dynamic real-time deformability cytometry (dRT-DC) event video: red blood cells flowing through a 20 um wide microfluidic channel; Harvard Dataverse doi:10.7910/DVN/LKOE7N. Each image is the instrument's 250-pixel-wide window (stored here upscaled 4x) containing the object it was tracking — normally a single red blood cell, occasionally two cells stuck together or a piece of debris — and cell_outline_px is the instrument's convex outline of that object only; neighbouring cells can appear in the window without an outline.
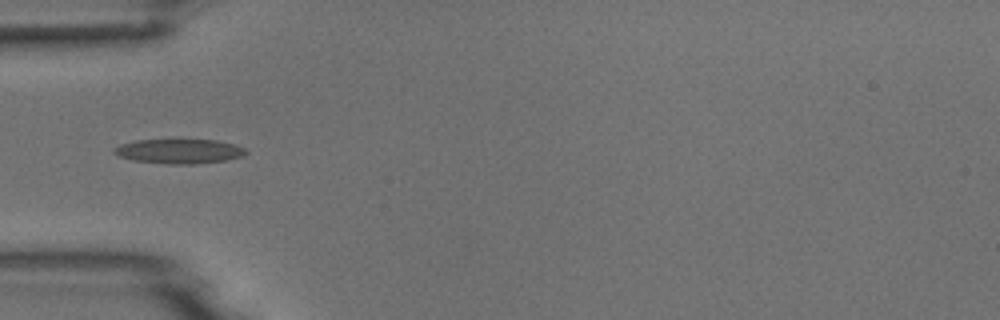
{"species": "common noctule bat (a hibernating species)", "species_latin": "Nyctalus noctula", "temperature_condition": "room temperature", "stored_images_in_passage": 10, "camera_frame_rate_fps": 3000, "um_per_image_px": 0.085, "animal": {"sex": "male", "body_mass_g": 18.8}, "frame": {"image": 1, "passage_image": 4, "time_ms": 4.333, "image_size_px": [1000, 320], "cell_outline_px": [[248, 152], [244, 156], [228, 160], [196, 164], [168, 164], [132, 160], [120, 156], [112, 152], [112, 148], [120, 144], [136, 140], [216, 140], [236, 144], [244, 148]], "centroid_in_image_um": [15.25, 12.86], "position_along_channel_um": 69.7, "area_um2": 19.02}}
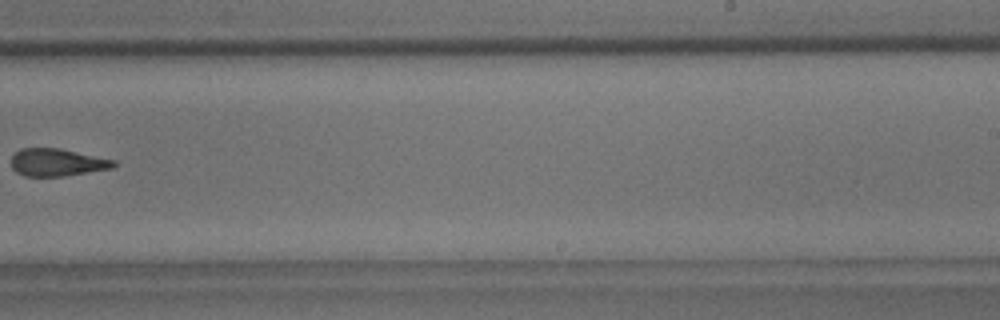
{"frame": {"image": 2, "passage_image": 9, "time_ms": 10.0, "image_size_px": [1000, 320], "cell_outline_px": [[116, 164], [112, 168], [64, 176], [24, 176], [16, 172], [12, 168], [12, 156], [20, 148], [60, 148], [116, 160]], "centroid_in_image_um": [4.85, 13.8], "position_along_channel_um": 284.2, "area_um2": 16.42}}
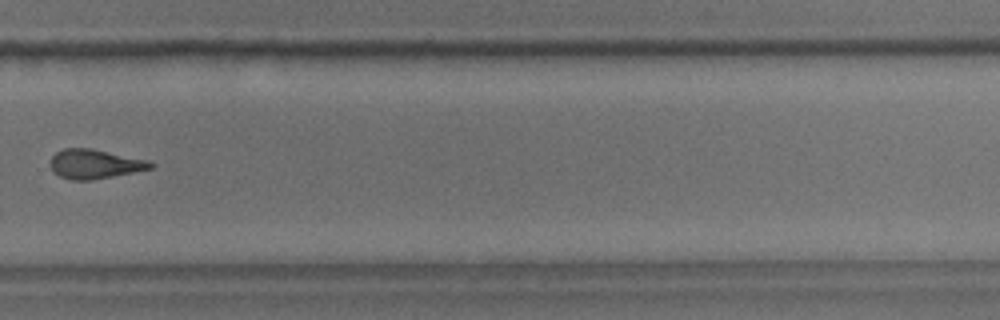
{"frame": {"image": 3, "passage_image": 10, "time_ms": 11.0, "image_size_px": [1000, 320], "cell_outline_px": [[156, 164], [152, 168], [92, 180], [72, 180], [60, 176], [52, 168], [52, 156], [56, 152], [64, 148], [88, 148], [144, 160]], "centroid_in_image_um": [8.03, 13.95], "position_along_channel_um": 321.8, "area_um2": 16.47}}